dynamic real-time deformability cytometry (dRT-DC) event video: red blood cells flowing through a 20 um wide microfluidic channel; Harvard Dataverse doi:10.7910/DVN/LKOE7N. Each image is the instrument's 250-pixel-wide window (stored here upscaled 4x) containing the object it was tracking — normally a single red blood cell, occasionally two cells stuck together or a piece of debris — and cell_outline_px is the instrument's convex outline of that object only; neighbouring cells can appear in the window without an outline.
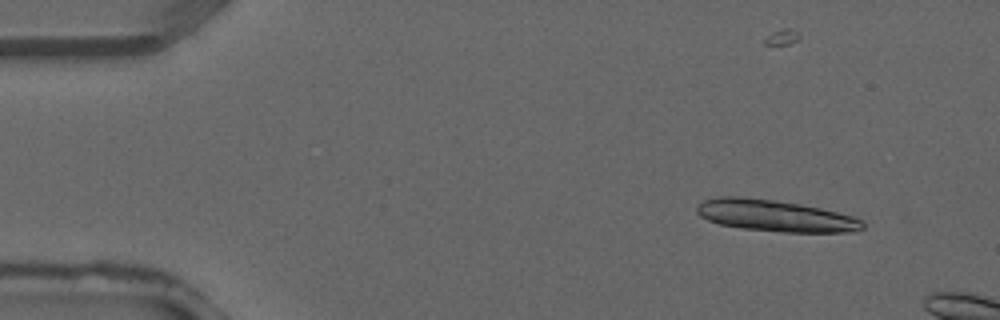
{"species": "common noctule bat (a hibernating species)", "species_latin": "Nyctalus noctula", "temperature_condition": "warm", "stored_images_in_passage": 22, "camera_frame_rate_fps": 3000, "um_per_image_px": 0.085, "animal": {"sex": "male", "forearm_length_mm": 52.5}, "frame": {"image": 1, "passage_image": 4, "time_ms": 1.0, "image_size_px": [1000, 320], "cell_outline_px": [[864, 228], [848, 232], [784, 232], [740, 228], [720, 224], [708, 220], [700, 216], [696, 212], [696, 204], [704, 200], [720, 196], [736, 196], [772, 200], [800, 204], [820, 208], [852, 216], [864, 220]], "centroid_in_image_um": [65.86, 18.34], "position_along_channel_um": 19.1, "area_um2": 30.4}}